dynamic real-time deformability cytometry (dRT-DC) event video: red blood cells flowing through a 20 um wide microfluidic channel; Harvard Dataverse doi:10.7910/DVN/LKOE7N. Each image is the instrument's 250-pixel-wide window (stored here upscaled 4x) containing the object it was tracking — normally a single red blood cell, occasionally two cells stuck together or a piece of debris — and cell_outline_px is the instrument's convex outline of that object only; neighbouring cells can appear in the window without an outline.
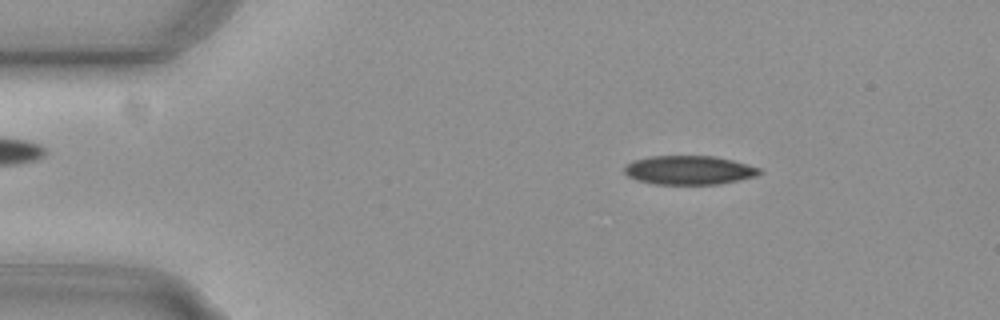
{"species": "common noctule bat (a hibernating species)", "species_latin": "Nyctalus noctula", "temperature_condition": "cold", "stored_images_in_passage": 53, "camera_frame_rate_fps": 3000, "um_per_image_px": 0.085, "animal": {"sex": "female", "body_mass_g": 29.2, "forearm_length_mm": 56.3}, "frame": {"image": 1, "passage_image": 7, "time_ms": 2.0, "image_size_px": [1000, 320], "cell_outline_px": [[764, 172], [756, 176], [720, 184], [656, 184], [636, 180], [628, 176], [624, 172], [624, 164], [632, 160], [648, 156], [716, 156], [748, 164], [760, 168]], "centroid_in_image_um": [58.55, 14.45], "position_along_channel_um": 26.4, "area_um2": 23.0}}
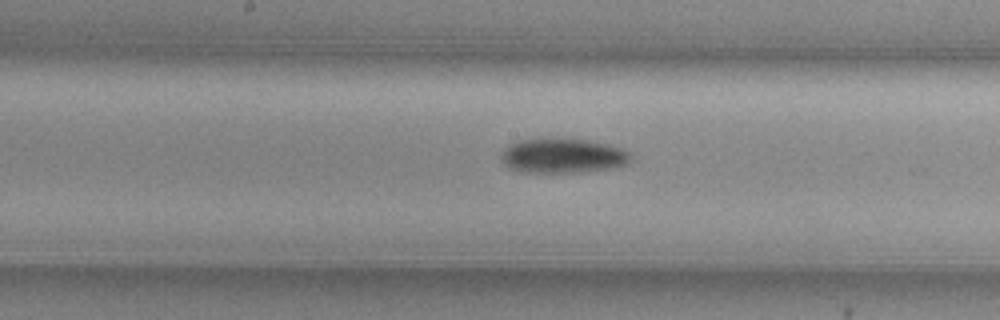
{"frame": {"image": 2, "passage_image": 26, "time_ms": 8.333, "image_size_px": [1000, 320], "cell_outline_px": [[632, 160], [628, 164], [612, 168], [584, 172], [520, 172], [508, 168], [500, 160], [500, 152], [508, 144], [520, 140], [552, 136], [588, 140], [620, 148], [628, 152], [632, 156]], "centroid_in_image_um": [47.77, 13.22], "position_along_channel_um": 200.4, "area_um2": 26.93}}
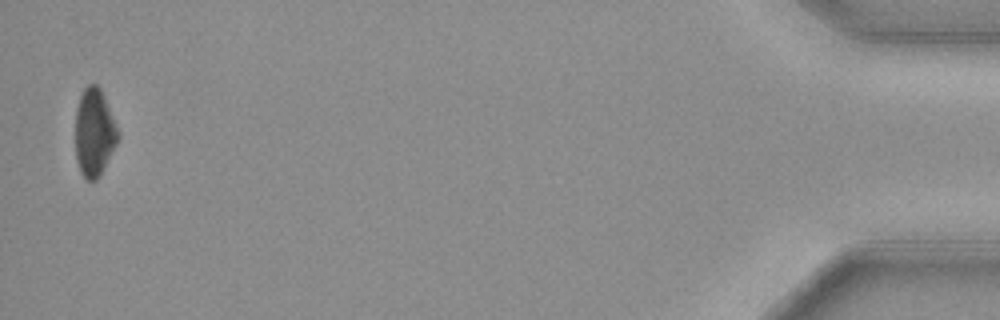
{"frame": {"image": 3, "passage_image": 52, "time_ms": 17.0, "image_size_px": [1000, 320], "cell_outline_px": [[120, 136], [100, 176], [96, 180], [88, 180], [80, 172], [76, 160], [76, 108], [80, 96], [84, 88], [88, 84], [96, 84], [100, 88], [104, 96], [120, 132]], "centroid_in_image_um": [8.02, 11.26], "position_along_channel_um": 427.2, "area_um2": 21.79}}